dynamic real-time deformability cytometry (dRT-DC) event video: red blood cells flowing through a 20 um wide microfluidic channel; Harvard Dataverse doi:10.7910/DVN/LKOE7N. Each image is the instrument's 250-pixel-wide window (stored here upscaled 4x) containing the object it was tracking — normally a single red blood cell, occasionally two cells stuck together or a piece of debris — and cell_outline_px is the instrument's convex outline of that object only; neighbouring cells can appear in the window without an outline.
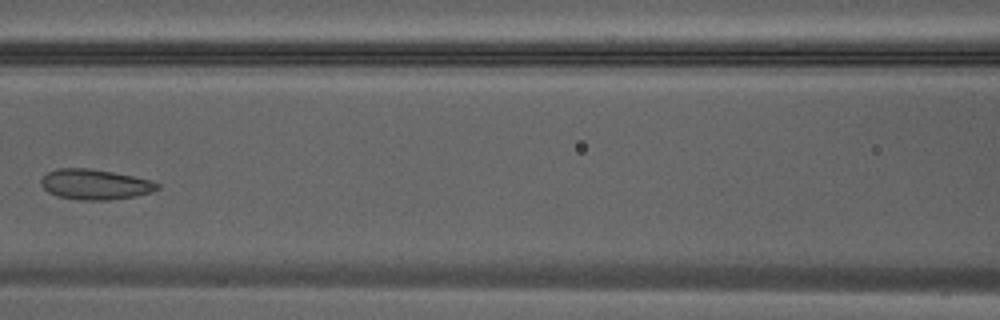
{"species": "Egyptian fruit bat (a non-hibernating species)", "species_latin": "Rousettus aegyptiacus", "temperature_condition": "warm", "stored_images_in_passage": 31, "camera_frame_rate_fps": 3000, "um_per_image_px": 0.085, "animal": {"sex": "male"}, "frame": {"image": 1, "passage_image": 10, "time_ms": 3.0, "image_size_px": [1000, 320], "cell_outline_px": [[160, 188], [152, 192], [136, 196], [108, 200], [80, 200], [56, 196], [48, 192], [40, 184], [40, 180], [48, 172], [56, 168], [88, 168], [112, 172], [152, 180], [160, 184]], "centroid_in_image_um": [8.08, 15.68], "position_along_channel_um": 158.5, "area_um2": 20.63}}